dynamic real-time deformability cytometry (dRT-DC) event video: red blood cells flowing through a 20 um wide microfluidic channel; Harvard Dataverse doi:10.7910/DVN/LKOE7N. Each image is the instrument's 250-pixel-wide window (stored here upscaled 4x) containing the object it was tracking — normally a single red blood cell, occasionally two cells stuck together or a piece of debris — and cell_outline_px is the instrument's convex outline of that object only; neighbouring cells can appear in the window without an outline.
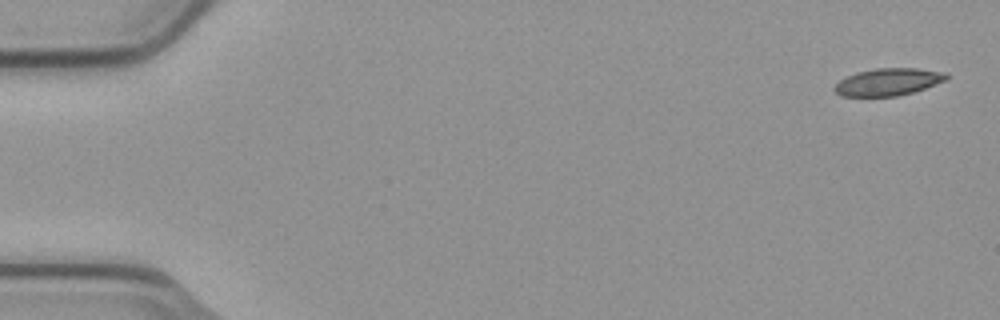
{"species": "common noctule bat (a hibernating species)", "species_latin": "Nyctalus noctula", "temperature_condition": "cold", "stored_images_in_passage": 5, "camera_frame_rate_fps": 3000, "um_per_image_px": 0.085, "animal": {"sex": "male", "body_mass_g": 23.1, "forearm_length_mm": 52.7}, "frame": {"image": 1, "passage_image": 1, "time_ms": 0.0, "image_size_px": [1000, 320], "cell_outline_px": [[948, 80], [912, 92], [896, 96], [840, 96], [832, 88], [840, 80], [856, 72], [876, 68], [916, 68], [948, 72]], "centroid_in_image_um": [75.52, 6.95], "position_along_channel_um": 9.5, "area_um2": 17.8}}
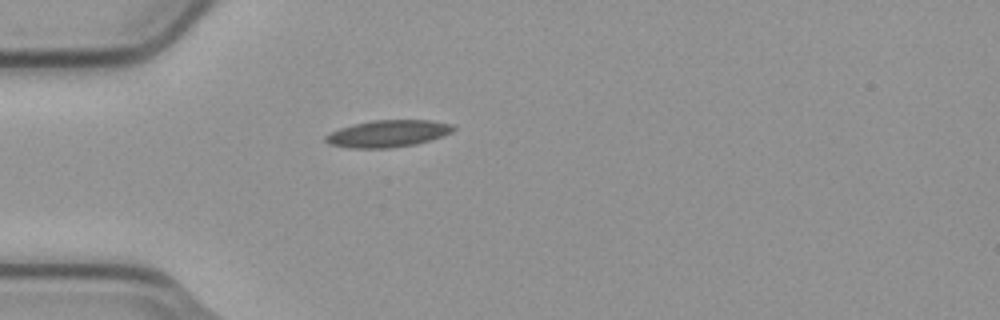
{"frame": {"image": 2, "passage_image": 5, "time_ms": 1.333, "image_size_px": [1000, 320], "cell_outline_px": [[456, 128], [452, 132], [416, 144], [392, 148], [348, 148], [328, 144], [324, 140], [324, 136], [340, 128], [352, 124], [372, 120], [432, 120], [452, 124]], "centroid_in_image_um": [32.94, 11.35], "position_along_channel_um": 52.1, "area_um2": 20.11}}